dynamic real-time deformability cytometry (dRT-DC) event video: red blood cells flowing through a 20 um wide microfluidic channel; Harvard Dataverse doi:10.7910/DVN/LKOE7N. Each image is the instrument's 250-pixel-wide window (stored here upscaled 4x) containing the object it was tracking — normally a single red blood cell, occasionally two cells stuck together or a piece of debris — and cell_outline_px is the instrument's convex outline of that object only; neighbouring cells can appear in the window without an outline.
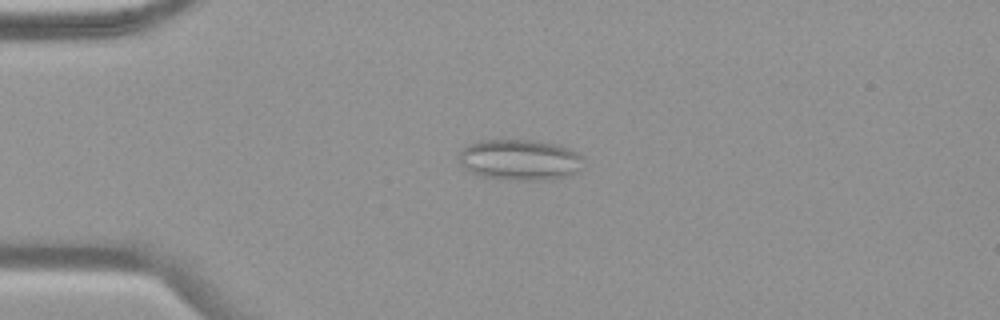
{"species": "common noctule bat (a hibernating species)", "species_latin": "Nyctalus noctula", "temperature_condition": "warm", "stored_images_in_passage": 49, "camera_frame_rate_fps": 3000, "um_per_image_px": 0.085, "animal": {"sex": "female", "body_mass_g": 19.9}, "frame": {"image": 1, "passage_image": 8, "time_ms": 2.333, "image_size_px": [1000, 320], "cell_outline_px": [[584, 156], [576, 172], [568, 176], [548, 180], [508, 180], [480, 176], [464, 168], [460, 164], [456, 156], [464, 148], [480, 140], [532, 140], [556, 144], [568, 148]], "centroid_in_image_um": [44.16, 13.59], "position_along_channel_um": 40.8, "area_um2": 29.71}}
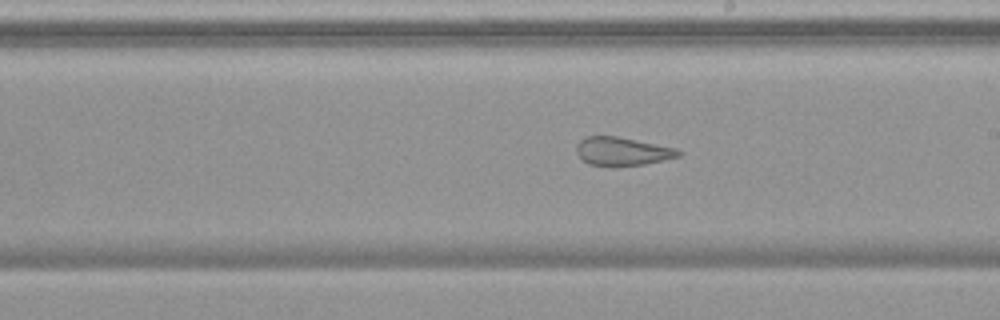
{"frame": {"image": 2, "passage_image": 26, "time_ms": 8.333, "image_size_px": [1000, 320], "cell_outline_px": [[684, 152], [680, 156], [664, 160], [644, 164], [588, 164], [580, 160], [576, 152], [576, 144], [580, 140], [588, 136], [616, 136], [676, 148]], "centroid_in_image_um": [52.89, 12.84], "position_along_channel_um": 236.1, "area_um2": 16.53}}
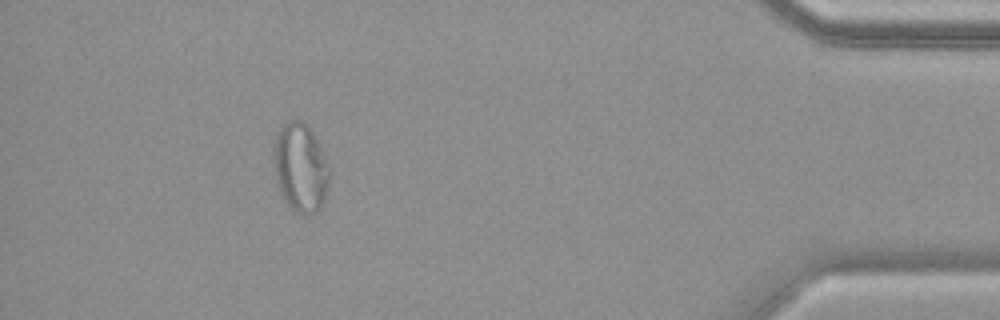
{"frame": {"image": 3, "passage_image": 44, "time_ms": 14.333, "image_size_px": [1000, 320], "cell_outline_px": [[332, 172], [324, 200], [320, 208], [316, 212], [308, 216], [296, 212], [284, 200], [280, 192], [276, 180], [272, 152], [272, 148], [276, 132], [284, 124], [292, 120], [300, 120], [308, 124], [316, 136]], "centroid_in_image_um": [25.55, 14.23], "position_along_channel_um": 409.7, "area_um2": 29.54}, "authors_computed_cell_mechanics": {"area_um2": 24.3338, "velocity_mm_per_s": 3.7476, "shape_relaxation_time_tau1_ms": null, "shape_relaxation_time_tau2_ms": 1.469, "deformation_change_tau1": null, "deformation_change_tau2": 0.1119}}